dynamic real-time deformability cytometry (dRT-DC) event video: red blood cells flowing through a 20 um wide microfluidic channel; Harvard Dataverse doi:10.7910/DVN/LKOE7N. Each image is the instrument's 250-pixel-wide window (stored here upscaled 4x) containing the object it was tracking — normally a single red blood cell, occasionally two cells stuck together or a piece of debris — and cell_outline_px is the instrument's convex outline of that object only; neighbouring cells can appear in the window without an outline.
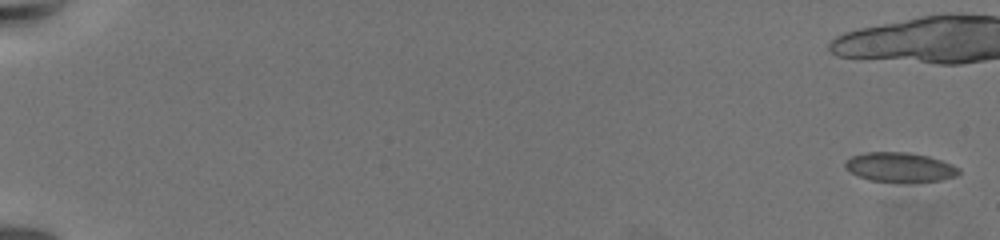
{"species": "common noctule bat (a hibernating species)", "species_latin": "Nyctalus noctula", "temperature_condition": "warm", "stored_images_in_passage": 13, "camera_frame_rate_fps": 3000, "um_per_image_px": 0.085, "animal": {"sex": "female", "body_mass_g": 19.5, "forearm_length_mm": 54.1}, "frame": {"image": 1, "passage_image": 1, "time_ms": 0.0, "image_size_px": [1000, 240], "cell_outline_px": [[960, 172], [956, 176], [940, 180], [904, 184], [868, 180], [856, 176], [844, 168], [844, 160], [852, 156], [864, 152], [908, 152], [928, 156], [952, 164], [960, 168]], "centroid_in_image_um": [76.45, 14.24], "position_along_channel_um": 8.6, "area_um2": 20.23}}